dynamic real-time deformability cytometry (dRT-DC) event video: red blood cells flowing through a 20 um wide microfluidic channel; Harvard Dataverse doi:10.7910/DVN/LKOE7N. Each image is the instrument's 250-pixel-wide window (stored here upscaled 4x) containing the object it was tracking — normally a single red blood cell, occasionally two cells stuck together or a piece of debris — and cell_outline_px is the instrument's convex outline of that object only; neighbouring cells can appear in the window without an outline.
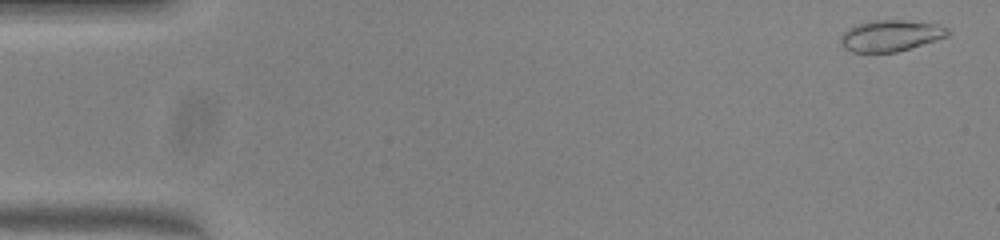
{"species": "common noctule bat (a hibernating species)", "species_latin": "Nyctalus noctula", "temperature_condition": "warm", "stored_images_in_passage": 51, "camera_frame_rate_fps": 3000, "um_per_image_px": 0.085, "animal": {"sex": "female", "body_mass_g": 23.0, "forearm_length_mm": 53.4}, "frame": {"image": 1, "passage_image": 2, "time_ms": 0.333, "image_size_px": [1000, 240], "cell_outline_px": [[948, 36], [896, 52], [852, 52], [844, 48], [840, 40], [840, 36], [852, 24], [872, 20], [904, 20], [936, 24], [948, 28]], "centroid_in_image_um": [75.64, 3.02], "position_along_channel_um": 9.4, "area_um2": 19.48}}
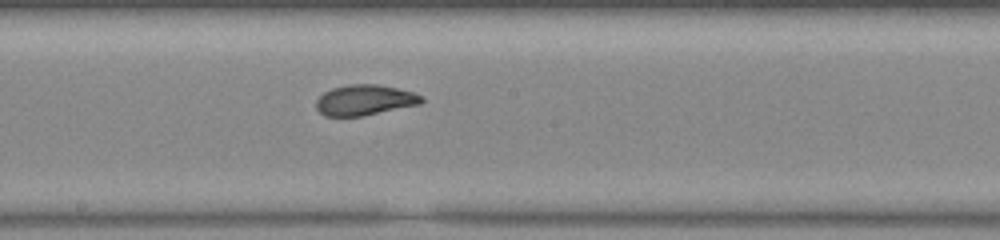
{"frame": {"image": 2, "passage_image": 28, "time_ms": 9.0, "image_size_px": [1000, 240], "cell_outline_px": [[424, 100], [420, 104], [364, 116], [324, 116], [316, 108], [316, 100], [324, 92], [332, 88], [348, 84], [376, 84], [396, 88], [412, 92], [424, 96]], "centroid_in_image_um": [31.0, 8.51], "position_along_channel_um": 217.2, "area_um2": 18.79}}
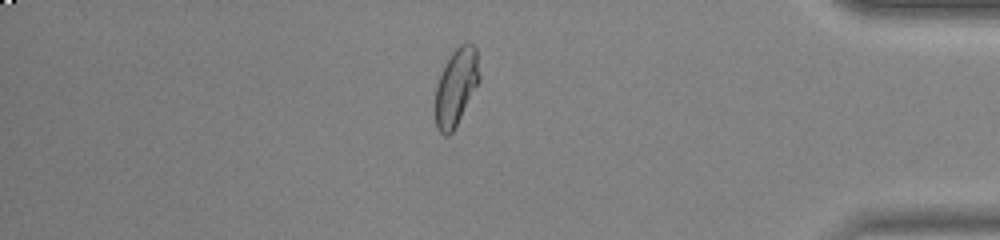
{"frame": {"image": 3, "passage_image": 44, "time_ms": 14.333, "image_size_px": [1000, 240], "cell_outline_px": [[480, 80], [452, 132], [448, 136], [444, 136], [440, 132], [436, 124], [436, 84], [444, 64], [452, 52], [460, 44], [472, 44], [476, 48], [480, 76]], "centroid_in_image_um": [38.77, 7.37], "position_along_channel_um": 396.4, "area_um2": 19.48}, "authors_computed_cell_mechanics": {"area_um2": 19.4786, "velocity_mm_per_s": 4.0027, "shape_relaxation_time_tau1_ms": 4.2965, "shape_relaxation_time_tau2_ms": 1.0849, "deformation_change_tau1": 0.1564, "deformation_change_tau2": 0.0569}}